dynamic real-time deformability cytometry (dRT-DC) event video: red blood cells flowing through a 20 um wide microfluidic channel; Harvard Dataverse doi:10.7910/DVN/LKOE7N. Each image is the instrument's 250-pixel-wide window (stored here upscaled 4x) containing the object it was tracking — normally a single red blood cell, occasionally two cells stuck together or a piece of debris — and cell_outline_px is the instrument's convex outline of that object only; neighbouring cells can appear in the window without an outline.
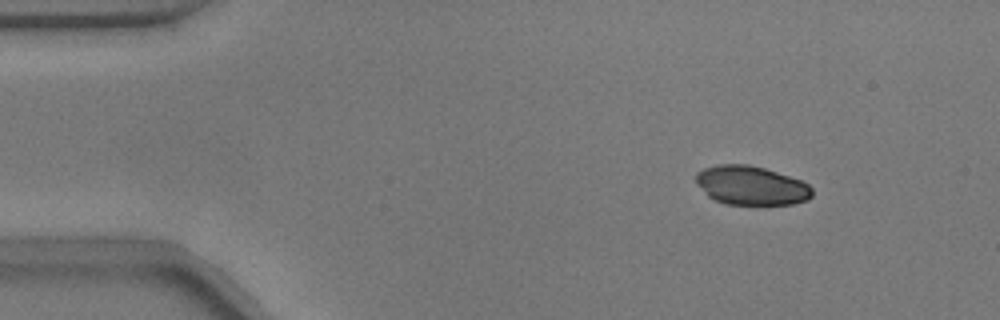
{"species": "common noctule bat (a hibernating species)", "species_latin": "Nyctalus noctula", "temperature_condition": "warm", "stored_images_in_passage": 53, "camera_frame_rate_fps": 3000, "um_per_image_px": 0.085, "animal": {"sex": "male", "body_mass_g": 17.9}, "frame": {"image": 1, "passage_image": 7, "time_ms": 2.0, "image_size_px": [1000, 320], "cell_outline_px": [[812, 196], [808, 200], [792, 204], [724, 204], [708, 196], [696, 184], [696, 172], [704, 168], [720, 164], [748, 164], [764, 168], [800, 180], [808, 184], [812, 188]], "centroid_in_image_um": [63.83, 15.76], "position_along_channel_um": 21.2, "area_um2": 26.36}}
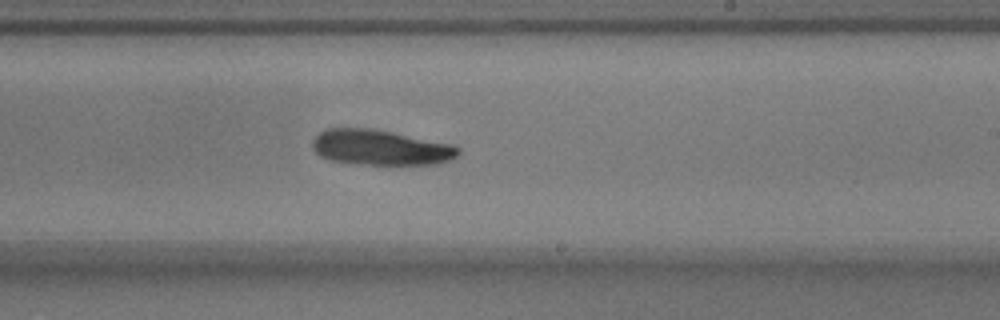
{"frame": {"image": 2, "passage_image": 32, "time_ms": 10.333, "image_size_px": [1000, 320], "cell_outline_px": [[460, 152], [452, 160], [436, 164], [368, 164], [328, 160], [320, 156], [312, 148], [312, 140], [324, 128], [372, 128], [456, 144], [460, 148]], "centroid_in_image_um": [32.37, 12.52], "position_along_channel_um": 256.6, "area_um2": 30.29}}
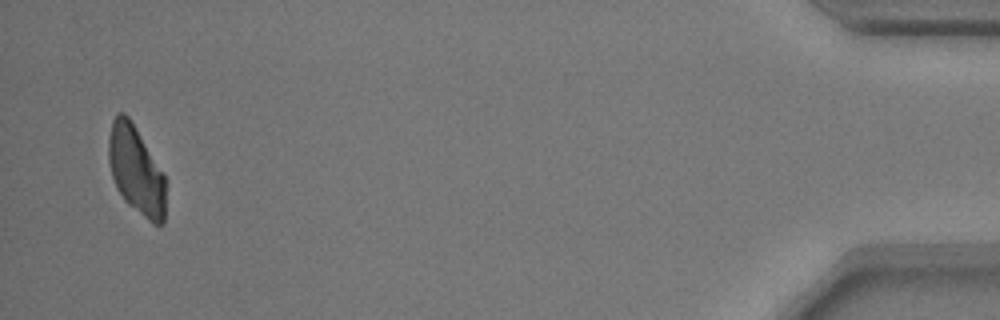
{"frame": {"image": 3, "passage_image": 52, "time_ms": 17.0, "image_size_px": [1000, 320], "cell_outline_px": [[164, 224], [152, 224], [128, 204], [124, 200], [116, 188], [112, 176], [108, 160], [108, 140], [112, 120], [120, 112], [124, 112], [128, 116], [164, 172]], "centroid_in_image_um": [11.55, 14.47], "position_along_channel_um": 423.7, "area_um2": 29.25}}